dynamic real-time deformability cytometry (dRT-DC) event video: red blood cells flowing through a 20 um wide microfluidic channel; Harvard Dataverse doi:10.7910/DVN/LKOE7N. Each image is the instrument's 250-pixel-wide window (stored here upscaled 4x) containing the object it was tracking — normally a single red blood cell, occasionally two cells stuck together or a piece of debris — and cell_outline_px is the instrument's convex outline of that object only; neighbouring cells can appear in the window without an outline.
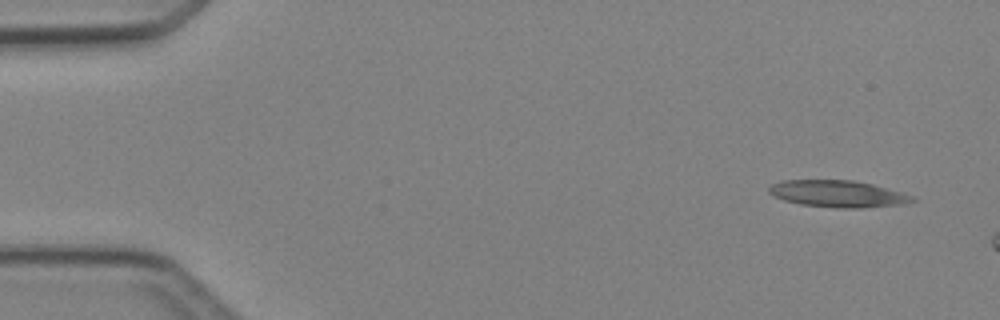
{"species": "Egyptian fruit bat (a non-hibernating species)", "species_latin": "Rousettus aegyptiacus", "temperature_condition": "cold", "stored_images_in_passage": 3, "camera_frame_rate_fps": 3000, "um_per_image_px": 0.085, "animal": {"sex": "female"}, "frame": {"image": 1, "passage_image": 1, "time_ms": 0.0, "image_size_px": [1000, 320], "cell_outline_px": [[920, 200], [900, 204], [864, 208], [836, 208], [800, 204], [784, 200], [772, 196], [768, 192], [768, 188], [772, 184], [780, 180], [852, 180], [872, 184], [904, 192], [916, 196]], "centroid_in_image_um": [71.25, 16.47], "position_along_channel_um": 13.7, "area_um2": 22.72}}